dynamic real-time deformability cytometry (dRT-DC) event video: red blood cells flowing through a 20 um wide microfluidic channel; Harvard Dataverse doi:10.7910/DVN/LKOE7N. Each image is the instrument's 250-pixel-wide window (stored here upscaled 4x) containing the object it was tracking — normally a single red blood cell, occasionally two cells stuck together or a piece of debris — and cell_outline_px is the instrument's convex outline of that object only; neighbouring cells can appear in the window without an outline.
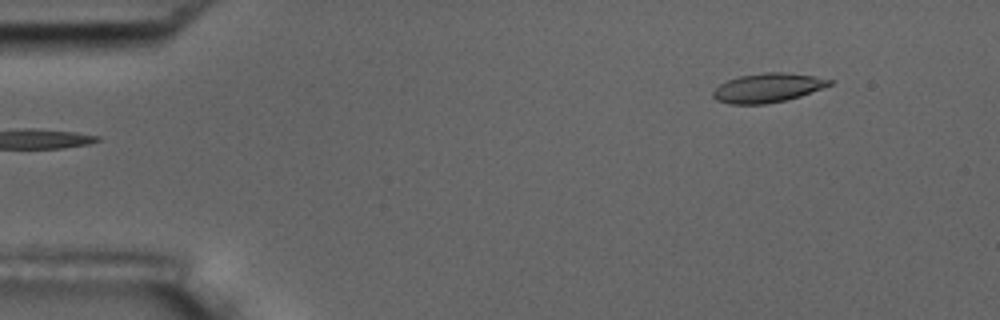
{"species": "common noctule bat (a hibernating species)", "species_latin": "Nyctalus noctula", "temperature_condition": "room temperature", "stored_images_in_passage": 5, "segment_of_instrument_passage": [2, 2], "camera_frame_rate_fps": 3000, "um_per_image_px": 0.085, "animal": {"sex": "male", "body_mass_g": 17.5, "forearm_length_mm": 52.3}, "frame": {"image": 1, "passage_image": 5, "time_ms": 4.667, "image_size_px": [1000, 320], "cell_outline_px": [[836, 80], [832, 84], [800, 96], [784, 100], [764, 104], [728, 104], [716, 100], [712, 96], [712, 92], [720, 84], [728, 80], [740, 76], [764, 72], [780, 72], [812, 76]], "centroid_in_image_um": [65.23, 7.47], "position_along_channel_um": 19.8, "area_um2": 19.59}}